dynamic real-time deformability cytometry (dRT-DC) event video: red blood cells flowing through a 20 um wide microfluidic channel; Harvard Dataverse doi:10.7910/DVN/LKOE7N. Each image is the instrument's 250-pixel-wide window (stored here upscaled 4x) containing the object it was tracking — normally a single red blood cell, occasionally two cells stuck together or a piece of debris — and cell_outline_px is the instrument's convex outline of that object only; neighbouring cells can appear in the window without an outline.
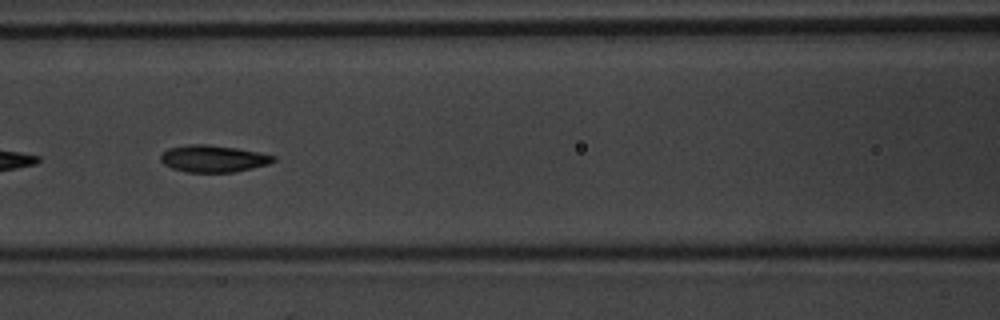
{"species": "common noctule bat (a hibernating species)", "species_latin": "Nyctalus noctula", "temperature_condition": "warm", "stored_images_in_passage": 18, "camera_frame_rate_fps": 3000, "um_per_image_px": 0.085, "animal": {"sex": "male", "body_mass_g": 20.1, "forearm_length_mm": 53.5}, "frame": {"image": 1, "passage_image": 16, "time_ms": 5.0, "image_size_px": [1000, 320], "cell_outline_px": [[276, 160], [268, 164], [236, 172], [188, 172], [172, 168], [164, 164], [160, 160], [160, 156], [168, 148], [188, 144], [208, 144], [236, 148], [260, 152], [276, 156]], "centroid_in_image_um": [18.14, 13.48], "position_along_channel_um": 148.5, "area_um2": 17.74}}